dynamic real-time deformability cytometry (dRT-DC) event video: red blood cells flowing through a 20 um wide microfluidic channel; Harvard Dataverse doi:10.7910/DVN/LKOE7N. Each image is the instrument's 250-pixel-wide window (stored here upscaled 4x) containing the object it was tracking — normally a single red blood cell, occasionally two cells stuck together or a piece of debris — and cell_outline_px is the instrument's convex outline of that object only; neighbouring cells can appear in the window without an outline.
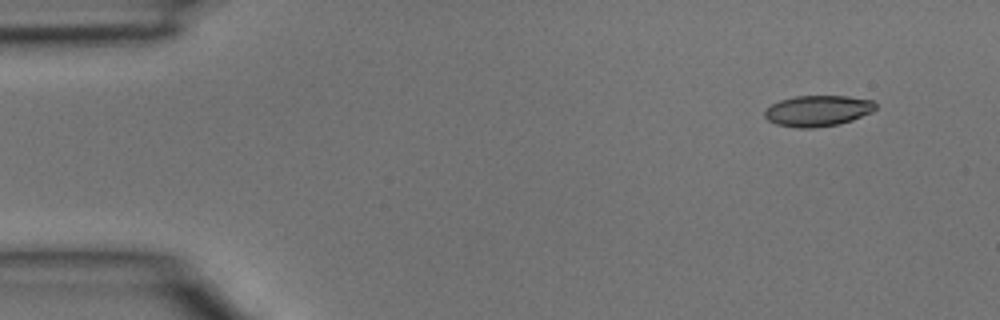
{"species": "common noctule bat (a hibernating species)", "species_latin": "Nyctalus noctula", "temperature_condition": "room temperature", "stored_images_in_passage": 3, "camera_frame_rate_fps": 3000, "um_per_image_px": 0.085, "animal": {"sex": "male", "body_mass_g": 15.6}, "frame": {"image": 1, "passage_image": 1, "time_ms": 0.0, "image_size_px": [1000, 320], "cell_outline_px": [[876, 108], [872, 112], [852, 120], [840, 124], [812, 128], [796, 128], [776, 124], [768, 120], [764, 116], [764, 108], [780, 100], [796, 96], [848, 96], [872, 100], [876, 104]], "centroid_in_image_um": [69.49, 9.42], "position_along_channel_um": 15.5, "area_um2": 20.11}}
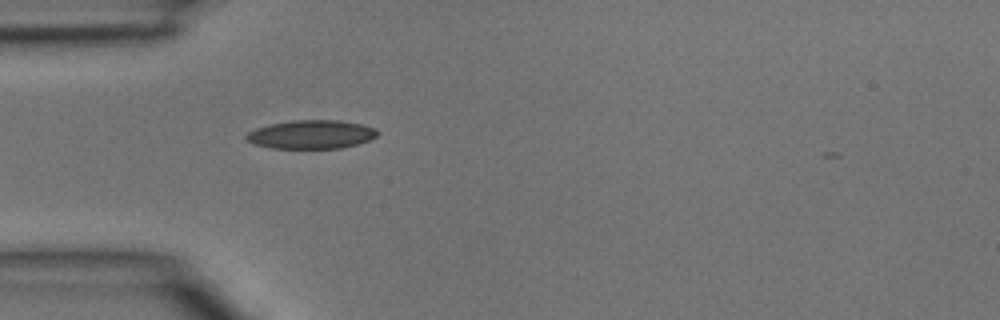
{"frame": {"image": 2, "passage_image": 3, "time_ms": 0.667, "image_size_px": [1000, 320], "cell_outline_px": [[380, 132], [376, 136], [368, 140], [356, 144], [340, 148], [272, 148], [256, 144], [248, 140], [244, 136], [248, 132], [256, 128], [272, 124], [292, 120], [340, 120], [360, 124], [376, 128]], "centroid_in_image_um": [26.48, 11.42], "position_along_channel_um": 58.5, "area_um2": 21.68}}